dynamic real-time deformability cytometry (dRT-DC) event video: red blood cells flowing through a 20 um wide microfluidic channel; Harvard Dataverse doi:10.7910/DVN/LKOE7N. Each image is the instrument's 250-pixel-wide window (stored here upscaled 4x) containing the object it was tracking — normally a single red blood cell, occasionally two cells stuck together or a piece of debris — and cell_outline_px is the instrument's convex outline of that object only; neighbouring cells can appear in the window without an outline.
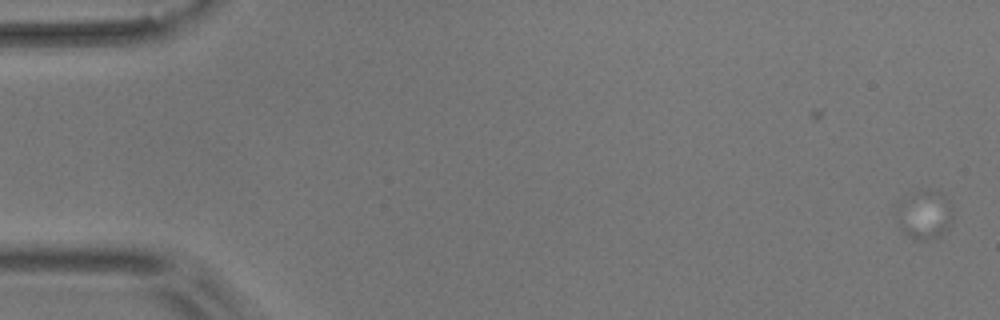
{"species": "common noctule bat (a hibernating species)", "species_latin": "Nyctalus noctula", "temperature_condition": "room temperature", "stored_images_in_passage": 6, "camera_frame_rate_fps": 3000, "um_per_image_px": 0.085, "animal": {"sex": "male", "body_mass_g": 17.9}, "frame": {"image": 1, "passage_image": 1, "time_ms": 0.0, "image_size_px": [1000, 320], "cell_outline_px": [[952, 220], [948, 228], [936, 236], [928, 240], [916, 240], [904, 232], [900, 228], [896, 212], [896, 200], [904, 200], [952, 212]], "centroid_in_image_um": [78.36, 18.69], "position_along_channel_um": 6.6, "area_um2": 11.62}}
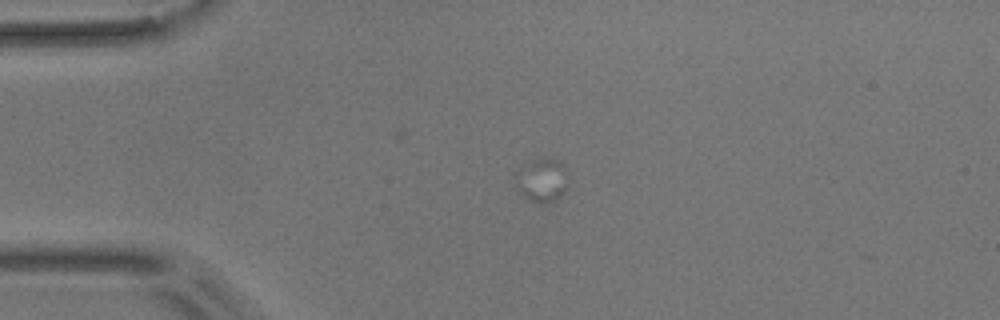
{"frame": {"image": 2, "passage_image": 4, "time_ms": 4.333, "image_size_px": [1000, 320], "cell_outline_px": [[568, 184], [564, 192], [552, 200], [544, 204], [540, 204], [528, 200], [520, 192], [520, 184], [532, 164], [536, 160], [544, 156], [556, 160], [568, 168]], "centroid_in_image_um": [46.3, 15.36], "position_along_channel_um": 38.7, "area_um2": 12.02}}
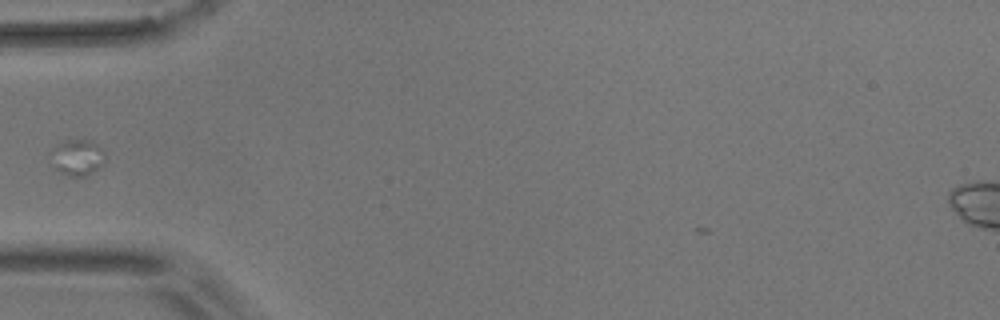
{"frame": {"image": 3, "passage_image": 5, "time_ms": 6.333, "image_size_px": [1000, 320], "cell_outline_px": [[104, 164], [92, 172], [84, 176], [68, 176], [56, 168], [52, 148], [56, 144], [64, 140], [92, 140], [104, 152]], "centroid_in_image_um": [6.61, 13.36], "position_along_channel_um": 78.4, "area_um2": 11.04}}